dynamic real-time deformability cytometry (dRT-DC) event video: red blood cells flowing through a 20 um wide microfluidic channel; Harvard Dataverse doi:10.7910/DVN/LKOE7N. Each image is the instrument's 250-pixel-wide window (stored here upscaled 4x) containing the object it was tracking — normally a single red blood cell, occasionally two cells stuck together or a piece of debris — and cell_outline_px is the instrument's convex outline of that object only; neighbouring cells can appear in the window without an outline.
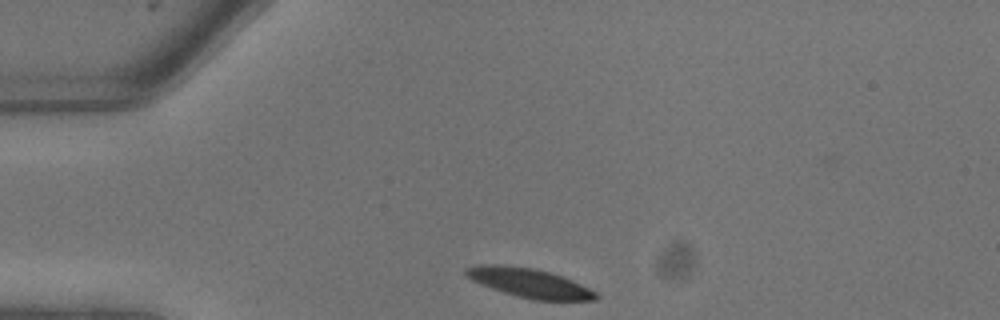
{"species": "common noctule bat (a hibernating species)", "species_latin": "Nyctalus noctula", "temperature_condition": "warm", "stored_images_in_passage": 4, "camera_frame_rate_fps": 3000, "um_per_image_px": 0.085, "animal": {"sex": "male", "body_mass_g": 13.3}, "frame": {"image": 1, "passage_image": 1, "time_ms": 0.0, "image_size_px": [1000, 320], "cell_outline_px": [[600, 296], [596, 300], [532, 300], [516, 296], [492, 288], [472, 280], [464, 276], [464, 268], [480, 264], [496, 264], [532, 268], [548, 272], [572, 280], [596, 292]], "centroid_in_image_um": [44.96, 24.05], "position_along_channel_um": 40.0, "area_um2": 21.91}}
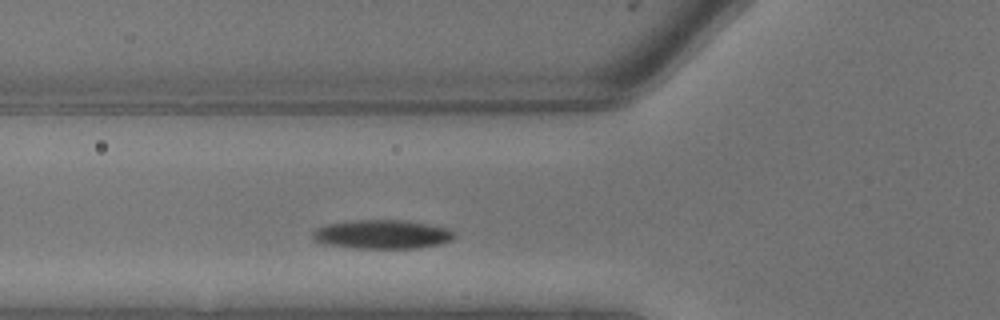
{"frame": {"image": 2, "passage_image": 4, "time_ms": 1.0, "image_size_px": [1000, 320], "cell_outline_px": [[456, 236], [452, 240], [436, 244], [416, 248], [356, 248], [328, 244], [316, 240], [312, 236], [312, 232], [316, 228], [328, 224], [348, 220], [404, 220], [452, 228], [456, 232]], "centroid_in_image_um": [32.54, 19.9], "position_along_channel_um": 93.3, "area_um2": 23.87}}